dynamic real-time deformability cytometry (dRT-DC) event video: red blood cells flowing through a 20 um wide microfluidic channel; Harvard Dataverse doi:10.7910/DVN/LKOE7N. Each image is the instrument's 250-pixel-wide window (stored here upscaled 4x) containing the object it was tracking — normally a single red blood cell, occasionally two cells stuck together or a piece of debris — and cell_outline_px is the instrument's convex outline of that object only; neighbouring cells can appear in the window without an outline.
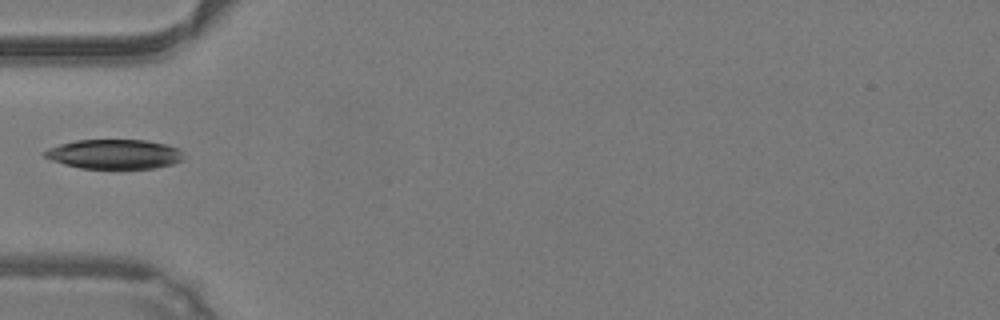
{"species": "common noctule bat (a hibernating species)", "species_latin": "Nyctalus noctula", "temperature_condition": "warm", "stored_images_in_passage": 3, "camera_frame_rate_fps": 3000, "um_per_image_px": 0.085, "animal": {"sex": "male", "body_mass_g": 19.2, "forearm_length_mm": 51.8}, "frame": {"image": 1, "passage_image": 1, "time_ms": 0.0, "image_size_px": [1000, 320], "cell_outline_px": [[184, 160], [172, 164], [156, 168], [80, 168], [64, 164], [52, 160], [44, 156], [40, 152], [48, 148], [60, 144], [76, 140], [144, 140], [164, 144], [180, 148]], "centroid_in_image_um": [9.71, 13.1], "position_along_channel_um": 75.3, "area_um2": 23.93}}